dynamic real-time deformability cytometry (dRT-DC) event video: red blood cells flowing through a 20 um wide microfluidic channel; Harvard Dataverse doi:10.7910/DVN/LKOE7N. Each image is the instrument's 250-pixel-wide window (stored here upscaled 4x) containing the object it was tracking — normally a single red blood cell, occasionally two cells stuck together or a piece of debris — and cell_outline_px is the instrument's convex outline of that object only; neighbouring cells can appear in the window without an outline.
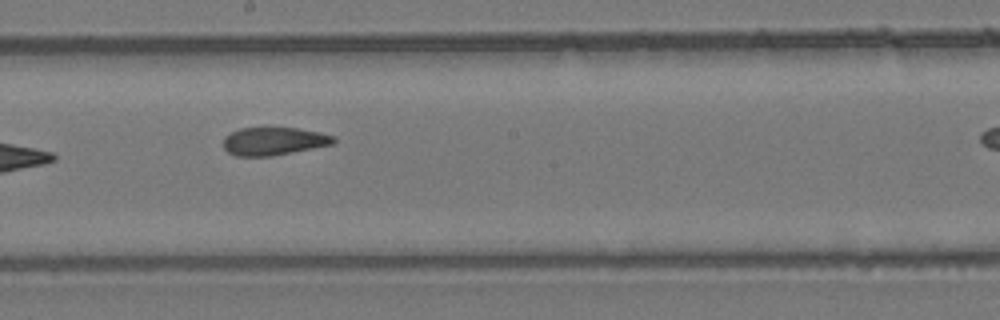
{"species": "common noctule bat (a hibernating species)", "species_latin": "Nyctalus noctula", "temperature_condition": "room temperature", "stored_images_in_passage": 12, "camera_frame_rate_fps": 3000, "um_per_image_px": 0.085, "animal": {"sex": "female", "body_mass_g": 24.6, "forearm_length_mm": 56.2}, "frame": {"image": 1, "passage_image": 10, "time_ms": 11.333, "image_size_px": [1000, 320], "cell_outline_px": [[336, 140], [332, 144], [272, 156], [236, 156], [228, 152], [224, 148], [224, 136], [240, 128], [296, 128], [320, 132], [336, 136]], "centroid_in_image_um": [23.27, 12.0], "position_along_channel_um": 224.9, "area_um2": 17.86}}